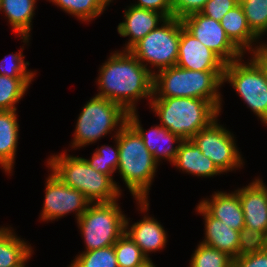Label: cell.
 Listing matches in <instances>:
<instances>
[{"instance_id": "1", "label": "cell", "mask_w": 267, "mask_h": 267, "mask_svg": "<svg viewBox=\"0 0 267 267\" xmlns=\"http://www.w3.org/2000/svg\"><path fill=\"white\" fill-rule=\"evenodd\" d=\"M99 69L96 96L120 104L127 112L137 111L139 100L152 99L153 74L130 51L111 53Z\"/></svg>"}, {"instance_id": "2", "label": "cell", "mask_w": 267, "mask_h": 267, "mask_svg": "<svg viewBox=\"0 0 267 267\" xmlns=\"http://www.w3.org/2000/svg\"><path fill=\"white\" fill-rule=\"evenodd\" d=\"M119 145L118 173L135 198L141 213L149 210L148 195L158 163L141 136L127 122L116 134Z\"/></svg>"}, {"instance_id": "3", "label": "cell", "mask_w": 267, "mask_h": 267, "mask_svg": "<svg viewBox=\"0 0 267 267\" xmlns=\"http://www.w3.org/2000/svg\"><path fill=\"white\" fill-rule=\"evenodd\" d=\"M224 71H192L178 66L157 71L153 75L152 98L186 97L210 101L220 112L222 98L219 89Z\"/></svg>"}, {"instance_id": "4", "label": "cell", "mask_w": 267, "mask_h": 267, "mask_svg": "<svg viewBox=\"0 0 267 267\" xmlns=\"http://www.w3.org/2000/svg\"><path fill=\"white\" fill-rule=\"evenodd\" d=\"M149 103L161 126L182 140H191L220 115L210 101L199 98H152Z\"/></svg>"}, {"instance_id": "5", "label": "cell", "mask_w": 267, "mask_h": 267, "mask_svg": "<svg viewBox=\"0 0 267 267\" xmlns=\"http://www.w3.org/2000/svg\"><path fill=\"white\" fill-rule=\"evenodd\" d=\"M47 165L67 186L79 190L91 203L112 202L121 197V189L110 176L93 169L86 158L59 153L47 159Z\"/></svg>"}, {"instance_id": "6", "label": "cell", "mask_w": 267, "mask_h": 267, "mask_svg": "<svg viewBox=\"0 0 267 267\" xmlns=\"http://www.w3.org/2000/svg\"><path fill=\"white\" fill-rule=\"evenodd\" d=\"M128 112L118 103L93 96L78 115L71 147L74 149L96 143L101 137L117 133L127 123Z\"/></svg>"}, {"instance_id": "7", "label": "cell", "mask_w": 267, "mask_h": 267, "mask_svg": "<svg viewBox=\"0 0 267 267\" xmlns=\"http://www.w3.org/2000/svg\"><path fill=\"white\" fill-rule=\"evenodd\" d=\"M118 200L90 203L77 220L85 251L112 246L125 232V218Z\"/></svg>"}, {"instance_id": "8", "label": "cell", "mask_w": 267, "mask_h": 267, "mask_svg": "<svg viewBox=\"0 0 267 267\" xmlns=\"http://www.w3.org/2000/svg\"><path fill=\"white\" fill-rule=\"evenodd\" d=\"M180 36L181 20L174 17L167 18L161 26L150 31L129 51L154 75L156 68L160 71L176 66ZM148 64L150 68L154 67V70L149 69Z\"/></svg>"}, {"instance_id": "9", "label": "cell", "mask_w": 267, "mask_h": 267, "mask_svg": "<svg viewBox=\"0 0 267 267\" xmlns=\"http://www.w3.org/2000/svg\"><path fill=\"white\" fill-rule=\"evenodd\" d=\"M243 57L225 65L223 83H230L255 116L267 126V79L261 65L253 58ZM250 61V62H249Z\"/></svg>"}, {"instance_id": "10", "label": "cell", "mask_w": 267, "mask_h": 267, "mask_svg": "<svg viewBox=\"0 0 267 267\" xmlns=\"http://www.w3.org/2000/svg\"><path fill=\"white\" fill-rule=\"evenodd\" d=\"M215 119L208 127L200 130L191 140L198 146L202 154L210 158L224 174L243 167L244 159L235 143L233 133ZM237 168V169H236Z\"/></svg>"}, {"instance_id": "11", "label": "cell", "mask_w": 267, "mask_h": 267, "mask_svg": "<svg viewBox=\"0 0 267 267\" xmlns=\"http://www.w3.org/2000/svg\"><path fill=\"white\" fill-rule=\"evenodd\" d=\"M245 219L244 236L250 243H267V186L257 178L235 190Z\"/></svg>"}, {"instance_id": "12", "label": "cell", "mask_w": 267, "mask_h": 267, "mask_svg": "<svg viewBox=\"0 0 267 267\" xmlns=\"http://www.w3.org/2000/svg\"><path fill=\"white\" fill-rule=\"evenodd\" d=\"M50 172L46 179L40 220L53 221L72 212L78 220L91 202L79 190L67 186L52 171Z\"/></svg>"}, {"instance_id": "13", "label": "cell", "mask_w": 267, "mask_h": 267, "mask_svg": "<svg viewBox=\"0 0 267 267\" xmlns=\"http://www.w3.org/2000/svg\"><path fill=\"white\" fill-rule=\"evenodd\" d=\"M183 27L201 44L211 49L226 64L244 54L227 37L220 22L201 13H194L181 19Z\"/></svg>"}, {"instance_id": "14", "label": "cell", "mask_w": 267, "mask_h": 267, "mask_svg": "<svg viewBox=\"0 0 267 267\" xmlns=\"http://www.w3.org/2000/svg\"><path fill=\"white\" fill-rule=\"evenodd\" d=\"M196 211L204 217L205 221V237L202 244L216 248L233 259L241 255L251 244L240 231L212 217L200 204L197 205Z\"/></svg>"}, {"instance_id": "15", "label": "cell", "mask_w": 267, "mask_h": 267, "mask_svg": "<svg viewBox=\"0 0 267 267\" xmlns=\"http://www.w3.org/2000/svg\"><path fill=\"white\" fill-rule=\"evenodd\" d=\"M226 63L193 37L181 21L178 60L176 66L192 71H224Z\"/></svg>"}, {"instance_id": "16", "label": "cell", "mask_w": 267, "mask_h": 267, "mask_svg": "<svg viewBox=\"0 0 267 267\" xmlns=\"http://www.w3.org/2000/svg\"><path fill=\"white\" fill-rule=\"evenodd\" d=\"M137 111L128 112L127 122L141 136L146 148L153 155L157 163L165 158L170 164L174 163L180 143L183 141L179 136L171 133L160 124L152 126L148 131L143 129L138 118ZM146 131V132H145ZM166 143V144H165ZM174 143L177 144L174 146ZM162 144V145H161ZM166 146V147H165Z\"/></svg>"}, {"instance_id": "17", "label": "cell", "mask_w": 267, "mask_h": 267, "mask_svg": "<svg viewBox=\"0 0 267 267\" xmlns=\"http://www.w3.org/2000/svg\"><path fill=\"white\" fill-rule=\"evenodd\" d=\"M124 21L117 26L118 34L129 37L124 51H129L150 31L156 29L167 18L158 12L130 5L124 11ZM160 22V23H159Z\"/></svg>"}, {"instance_id": "18", "label": "cell", "mask_w": 267, "mask_h": 267, "mask_svg": "<svg viewBox=\"0 0 267 267\" xmlns=\"http://www.w3.org/2000/svg\"><path fill=\"white\" fill-rule=\"evenodd\" d=\"M199 204L215 219H218L227 226L240 231L244 235L245 219L240 204V198L234 191L214 192L212 198H205Z\"/></svg>"}, {"instance_id": "19", "label": "cell", "mask_w": 267, "mask_h": 267, "mask_svg": "<svg viewBox=\"0 0 267 267\" xmlns=\"http://www.w3.org/2000/svg\"><path fill=\"white\" fill-rule=\"evenodd\" d=\"M129 222L130 220L125 218V233L139 246L147 259H150L149 253L165 248L168 241L167 232L157 219L146 215L132 225Z\"/></svg>"}, {"instance_id": "20", "label": "cell", "mask_w": 267, "mask_h": 267, "mask_svg": "<svg viewBox=\"0 0 267 267\" xmlns=\"http://www.w3.org/2000/svg\"><path fill=\"white\" fill-rule=\"evenodd\" d=\"M220 24L227 37L243 54L246 53L247 50L250 54H253L264 48L265 43L261 42L260 44V42H258L260 41L259 37L250 29L240 4L229 10L220 20ZM254 42L259 44L256 45Z\"/></svg>"}, {"instance_id": "21", "label": "cell", "mask_w": 267, "mask_h": 267, "mask_svg": "<svg viewBox=\"0 0 267 267\" xmlns=\"http://www.w3.org/2000/svg\"><path fill=\"white\" fill-rule=\"evenodd\" d=\"M173 165L183 172L201 178H209L222 173L210 158L202 154L192 140H183L180 143Z\"/></svg>"}, {"instance_id": "22", "label": "cell", "mask_w": 267, "mask_h": 267, "mask_svg": "<svg viewBox=\"0 0 267 267\" xmlns=\"http://www.w3.org/2000/svg\"><path fill=\"white\" fill-rule=\"evenodd\" d=\"M16 110H0V166L5 174L12 173L19 140Z\"/></svg>"}, {"instance_id": "23", "label": "cell", "mask_w": 267, "mask_h": 267, "mask_svg": "<svg viewBox=\"0 0 267 267\" xmlns=\"http://www.w3.org/2000/svg\"><path fill=\"white\" fill-rule=\"evenodd\" d=\"M36 2L37 0H0V11L4 12L12 30L22 38L24 44L30 40Z\"/></svg>"}, {"instance_id": "24", "label": "cell", "mask_w": 267, "mask_h": 267, "mask_svg": "<svg viewBox=\"0 0 267 267\" xmlns=\"http://www.w3.org/2000/svg\"><path fill=\"white\" fill-rule=\"evenodd\" d=\"M10 228L0 227V267H26L34 251Z\"/></svg>"}, {"instance_id": "25", "label": "cell", "mask_w": 267, "mask_h": 267, "mask_svg": "<svg viewBox=\"0 0 267 267\" xmlns=\"http://www.w3.org/2000/svg\"><path fill=\"white\" fill-rule=\"evenodd\" d=\"M49 2L81 22H91L109 6L105 0H49Z\"/></svg>"}, {"instance_id": "26", "label": "cell", "mask_w": 267, "mask_h": 267, "mask_svg": "<svg viewBox=\"0 0 267 267\" xmlns=\"http://www.w3.org/2000/svg\"><path fill=\"white\" fill-rule=\"evenodd\" d=\"M33 78H12L0 75V110H17Z\"/></svg>"}, {"instance_id": "27", "label": "cell", "mask_w": 267, "mask_h": 267, "mask_svg": "<svg viewBox=\"0 0 267 267\" xmlns=\"http://www.w3.org/2000/svg\"><path fill=\"white\" fill-rule=\"evenodd\" d=\"M115 135L113 137L115 142V147L102 145L101 148H96L91 159H86L88 164L95 169L97 172L106 174L113 178V173L118 169L119 163V145L117 139V132L114 131Z\"/></svg>"}, {"instance_id": "28", "label": "cell", "mask_w": 267, "mask_h": 267, "mask_svg": "<svg viewBox=\"0 0 267 267\" xmlns=\"http://www.w3.org/2000/svg\"><path fill=\"white\" fill-rule=\"evenodd\" d=\"M69 267H119L114 245L96 250L83 251L75 256V259Z\"/></svg>"}, {"instance_id": "29", "label": "cell", "mask_w": 267, "mask_h": 267, "mask_svg": "<svg viewBox=\"0 0 267 267\" xmlns=\"http://www.w3.org/2000/svg\"><path fill=\"white\" fill-rule=\"evenodd\" d=\"M232 262L233 258L228 254L200 242L191 256L189 267H232Z\"/></svg>"}, {"instance_id": "30", "label": "cell", "mask_w": 267, "mask_h": 267, "mask_svg": "<svg viewBox=\"0 0 267 267\" xmlns=\"http://www.w3.org/2000/svg\"><path fill=\"white\" fill-rule=\"evenodd\" d=\"M250 29L260 38L267 34V0H240Z\"/></svg>"}, {"instance_id": "31", "label": "cell", "mask_w": 267, "mask_h": 267, "mask_svg": "<svg viewBox=\"0 0 267 267\" xmlns=\"http://www.w3.org/2000/svg\"><path fill=\"white\" fill-rule=\"evenodd\" d=\"M114 251L119 267H138L147 260L139 246L125 232L114 244Z\"/></svg>"}, {"instance_id": "32", "label": "cell", "mask_w": 267, "mask_h": 267, "mask_svg": "<svg viewBox=\"0 0 267 267\" xmlns=\"http://www.w3.org/2000/svg\"><path fill=\"white\" fill-rule=\"evenodd\" d=\"M23 50L10 54L0 62V75L12 78H34L36 73L27 69L29 62H25Z\"/></svg>"}, {"instance_id": "33", "label": "cell", "mask_w": 267, "mask_h": 267, "mask_svg": "<svg viewBox=\"0 0 267 267\" xmlns=\"http://www.w3.org/2000/svg\"><path fill=\"white\" fill-rule=\"evenodd\" d=\"M232 267H267V243H251L233 259Z\"/></svg>"}, {"instance_id": "34", "label": "cell", "mask_w": 267, "mask_h": 267, "mask_svg": "<svg viewBox=\"0 0 267 267\" xmlns=\"http://www.w3.org/2000/svg\"><path fill=\"white\" fill-rule=\"evenodd\" d=\"M238 4L239 0H208L200 13L220 22L223 16Z\"/></svg>"}, {"instance_id": "35", "label": "cell", "mask_w": 267, "mask_h": 267, "mask_svg": "<svg viewBox=\"0 0 267 267\" xmlns=\"http://www.w3.org/2000/svg\"><path fill=\"white\" fill-rule=\"evenodd\" d=\"M208 0H171L173 17L183 19L194 13H200Z\"/></svg>"}, {"instance_id": "36", "label": "cell", "mask_w": 267, "mask_h": 267, "mask_svg": "<svg viewBox=\"0 0 267 267\" xmlns=\"http://www.w3.org/2000/svg\"><path fill=\"white\" fill-rule=\"evenodd\" d=\"M131 5L161 13L166 18L173 17L171 0H138Z\"/></svg>"}, {"instance_id": "37", "label": "cell", "mask_w": 267, "mask_h": 267, "mask_svg": "<svg viewBox=\"0 0 267 267\" xmlns=\"http://www.w3.org/2000/svg\"><path fill=\"white\" fill-rule=\"evenodd\" d=\"M251 55L261 65L267 79V48L264 47Z\"/></svg>"}, {"instance_id": "38", "label": "cell", "mask_w": 267, "mask_h": 267, "mask_svg": "<svg viewBox=\"0 0 267 267\" xmlns=\"http://www.w3.org/2000/svg\"><path fill=\"white\" fill-rule=\"evenodd\" d=\"M138 267H156L155 264L152 262L151 259L145 260L140 266Z\"/></svg>"}, {"instance_id": "39", "label": "cell", "mask_w": 267, "mask_h": 267, "mask_svg": "<svg viewBox=\"0 0 267 267\" xmlns=\"http://www.w3.org/2000/svg\"><path fill=\"white\" fill-rule=\"evenodd\" d=\"M107 3H108V5L110 4V2H113V0H105Z\"/></svg>"}]
</instances>
